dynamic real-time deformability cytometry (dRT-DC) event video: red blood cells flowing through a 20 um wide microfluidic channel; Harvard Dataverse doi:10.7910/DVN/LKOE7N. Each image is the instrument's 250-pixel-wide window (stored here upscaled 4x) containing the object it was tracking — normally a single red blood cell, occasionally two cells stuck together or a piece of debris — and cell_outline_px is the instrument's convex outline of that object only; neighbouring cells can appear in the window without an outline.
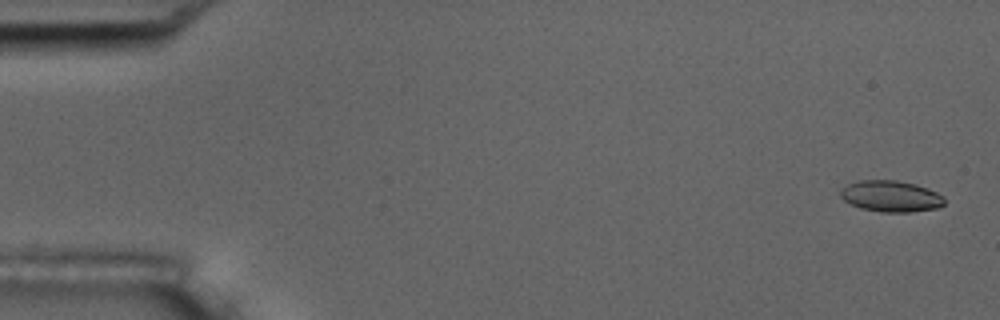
{"species": "common noctule bat (a hibernating species)", "species_latin": "Nyctalus noctula", "temperature_condition": "room temperature", "stored_images_in_passage": 4, "camera_frame_rate_fps": 3000, "um_per_image_px": 0.085, "animal": {"sex": "male", "body_mass_g": 17.5, "forearm_length_mm": 52.3}, "frame": {"image": 1, "passage_image": 1, "time_ms": 0.0, "image_size_px": [1000, 320], "cell_outline_px": [[944, 204], [940, 208], [908, 212], [880, 212], [860, 208], [844, 200], [840, 196], [840, 192], [848, 184], [860, 180], [896, 180], [916, 184], [928, 188], [944, 196]], "centroid_in_image_um": [75.76, 16.68], "position_along_channel_um": 9.2, "area_um2": 18.96}}